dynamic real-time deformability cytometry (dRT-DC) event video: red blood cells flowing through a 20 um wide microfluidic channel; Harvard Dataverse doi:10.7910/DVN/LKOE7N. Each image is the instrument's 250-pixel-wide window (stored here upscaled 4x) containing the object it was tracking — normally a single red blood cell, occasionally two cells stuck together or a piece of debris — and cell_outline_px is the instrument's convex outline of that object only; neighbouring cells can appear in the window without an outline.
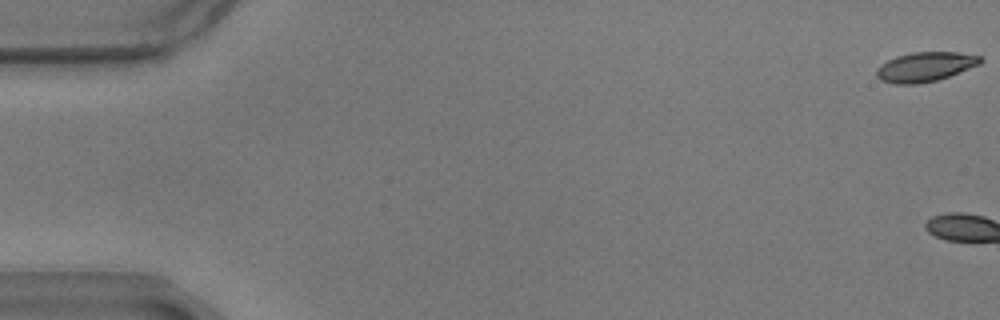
{"species": "common noctule bat (a hibernating species)", "species_latin": "Nyctalus noctula", "temperature_condition": "warm", "stored_images_in_passage": 4, "camera_frame_rate_fps": 3000, "um_per_image_px": 0.085, "animal": {"sex": "male", "body_mass_g": 17.9}, "frame": {"image": 1, "passage_image": 1, "time_ms": 0.0, "image_size_px": [1000, 320], "cell_outline_px": [[984, 60], [980, 64], [948, 76], [936, 80], [916, 84], [896, 84], [880, 80], [876, 76], [876, 68], [880, 64], [896, 56], [912, 52], [956, 52], [980, 56]], "centroid_in_image_um": [78.6, 5.67], "position_along_channel_um": 6.4, "area_um2": 17.8}}